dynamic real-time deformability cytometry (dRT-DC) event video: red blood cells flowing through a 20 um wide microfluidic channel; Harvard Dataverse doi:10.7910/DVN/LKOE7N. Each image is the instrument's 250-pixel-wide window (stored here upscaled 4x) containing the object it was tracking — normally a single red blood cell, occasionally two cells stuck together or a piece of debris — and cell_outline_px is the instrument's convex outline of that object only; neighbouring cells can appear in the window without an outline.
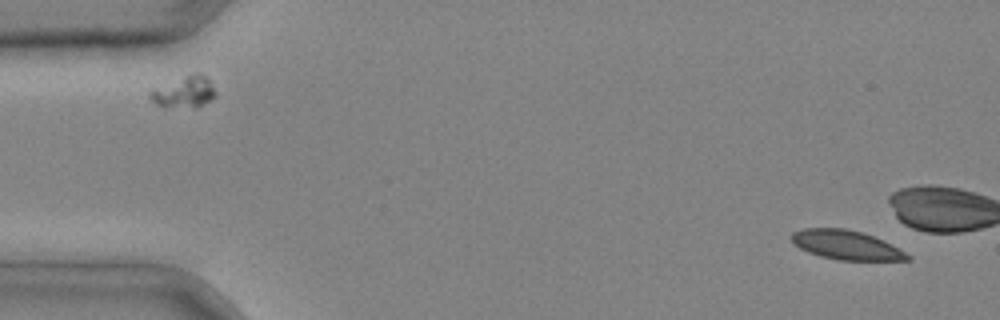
{"species": "common noctule bat (a hibernating species)", "species_latin": "Nyctalus noctula", "temperature_condition": "cold", "stored_images_in_passage": 4, "camera_frame_rate_fps": 3000, "um_per_image_px": 0.085, "animal": {"sex": "male", "body_mass_g": 20.4}, "frame": {"image": 1, "passage_image": 1, "time_ms": 0.0, "image_size_px": [1000, 320], "cell_outline_px": [[912, 260], [836, 260], [820, 256], [808, 252], [792, 244], [792, 232], [804, 228], [844, 228], [864, 232], [884, 240], [912, 256]], "centroid_in_image_um": [71.94, 20.82], "position_along_channel_um": 13.1, "area_um2": 19.94}}